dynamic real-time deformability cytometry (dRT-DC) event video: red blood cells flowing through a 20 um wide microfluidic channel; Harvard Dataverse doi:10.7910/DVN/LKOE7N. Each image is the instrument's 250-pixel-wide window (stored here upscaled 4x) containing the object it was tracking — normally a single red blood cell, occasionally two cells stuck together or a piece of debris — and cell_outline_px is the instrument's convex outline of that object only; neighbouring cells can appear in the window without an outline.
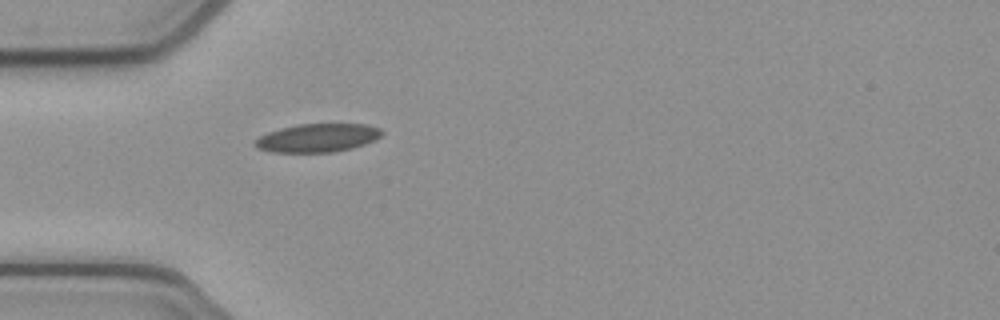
{"species": "common noctule bat (a hibernating species)", "species_latin": "Nyctalus noctula", "temperature_condition": "cold", "stored_images_in_passage": 38, "camera_frame_rate_fps": 3000, "um_per_image_px": 0.085, "animal": {"sex": "female", "body_mass_g": 21.9}, "frame": {"image": 1, "passage_image": 1, "time_ms": 0.0, "image_size_px": [1000, 320], "cell_outline_px": [[384, 132], [380, 136], [364, 144], [352, 148], [332, 152], [268, 152], [256, 148], [252, 144], [252, 140], [268, 132], [280, 128], [300, 124], [368, 124], [380, 128]], "centroid_in_image_um": [26.93, 11.72], "position_along_channel_um": 58.1, "area_um2": 21.1}}
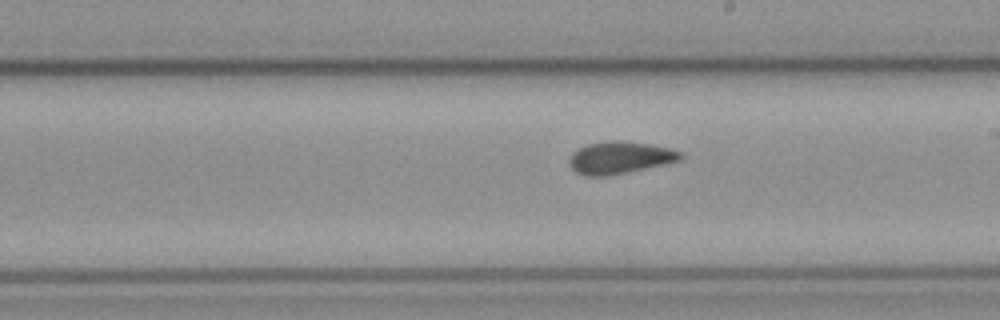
{"frame": {"image": 2, "passage_image": 15, "time_ms": 4.667, "image_size_px": [1000, 320], "cell_outline_px": [[684, 156], [680, 160], [664, 164], [608, 176], [584, 176], [576, 172], [568, 164], [568, 160], [572, 152], [588, 144], [608, 140], [620, 140], [648, 144], [668, 148], [680, 152]], "centroid_in_image_um": [52.64, 13.4], "position_along_channel_um": 236.4, "area_um2": 20.81}}
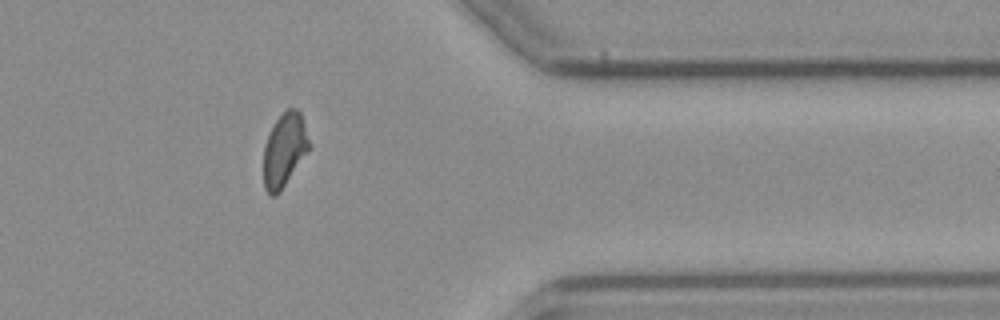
{"frame": {"image": 3, "passage_image": 28, "time_ms": 9.0, "image_size_px": [1000, 320], "cell_outline_px": [[308, 148], [280, 192], [276, 196], [268, 196], [264, 188], [264, 148], [268, 136], [276, 120], [288, 108], [296, 108], [300, 112], [308, 140]], "centroid_in_image_um": [24.13, 12.78], "position_along_channel_um": 387.3, "area_um2": 18.79}, "authors_computed_cell_mechanics": {"area_um2": 20.3745, "velocity_mm_per_s": 3.8816, "shape_relaxation_time_tau1_ms": null, "shape_relaxation_time_tau2_ms": 2.4089, "deformation_change_tau1": null, "deformation_change_tau2": 0.0683}}